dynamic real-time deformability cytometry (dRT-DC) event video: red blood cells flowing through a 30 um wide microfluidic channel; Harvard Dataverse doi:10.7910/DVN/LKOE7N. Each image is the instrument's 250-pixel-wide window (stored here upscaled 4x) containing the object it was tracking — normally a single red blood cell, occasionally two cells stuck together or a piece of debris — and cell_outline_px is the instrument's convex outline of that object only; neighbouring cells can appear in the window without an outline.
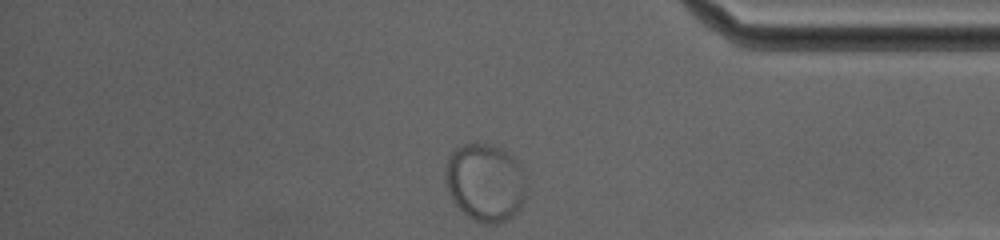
{"species": "common noctule bat (a hibernating species)", "species_latin": "Nyctalus noctula", "temperature_condition": "cold", "stored_images_in_passage": 30, "camera_frame_rate_fps": 3000, "um_per_image_px": 0.085, "animal": {"sex": "female", "body_mass_g": 20.0, "forearm_length_mm": 54.0}, "frame": {"image": 1, "passage_image": 30, "time_ms": 9.667, "image_size_px": [1000, 240], "cell_outline_px": [[524, 204], [512, 216], [496, 224], [492, 224], [476, 220], [468, 216], [452, 200], [444, 176], [444, 172], [448, 156], [456, 148], [464, 144], [476, 140], [500, 148], [512, 156], [520, 164], [524, 176]], "centroid_in_image_um": [41.22, 15.46], "position_along_channel_um": 394.0, "area_um2": 36.7}}